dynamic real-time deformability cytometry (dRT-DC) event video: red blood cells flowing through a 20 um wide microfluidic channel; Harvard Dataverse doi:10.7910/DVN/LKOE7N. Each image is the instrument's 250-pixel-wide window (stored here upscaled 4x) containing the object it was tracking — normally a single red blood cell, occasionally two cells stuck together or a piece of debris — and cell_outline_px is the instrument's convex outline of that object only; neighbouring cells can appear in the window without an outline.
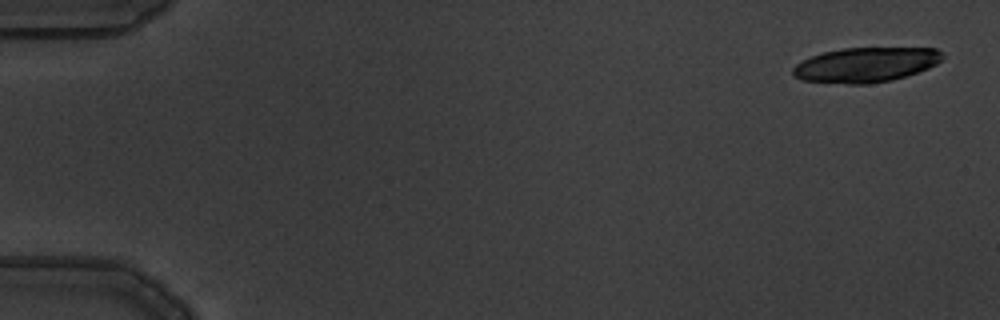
{"species": "common noctule bat (a hibernating species)", "species_latin": "Nyctalus noctula", "temperature_condition": "warm", "stored_images_in_passage": 6, "camera_frame_rate_fps": 3000, "um_per_image_px": 0.085, "animal": {"sex": "male", "body_mass_g": 19.5, "forearm_length_mm": 54.6}, "frame": {"image": 1, "passage_image": 1, "time_ms": 0.0, "image_size_px": [1000, 320], "cell_outline_px": [[944, 56], [936, 64], [928, 68], [892, 80], [868, 84], [848, 84], [800, 80], [792, 72], [792, 68], [800, 60], [824, 52], [844, 48], [936, 48], [944, 52]], "centroid_in_image_um": [73.58, 5.5], "position_along_channel_um": 11.4, "area_um2": 30.29}}